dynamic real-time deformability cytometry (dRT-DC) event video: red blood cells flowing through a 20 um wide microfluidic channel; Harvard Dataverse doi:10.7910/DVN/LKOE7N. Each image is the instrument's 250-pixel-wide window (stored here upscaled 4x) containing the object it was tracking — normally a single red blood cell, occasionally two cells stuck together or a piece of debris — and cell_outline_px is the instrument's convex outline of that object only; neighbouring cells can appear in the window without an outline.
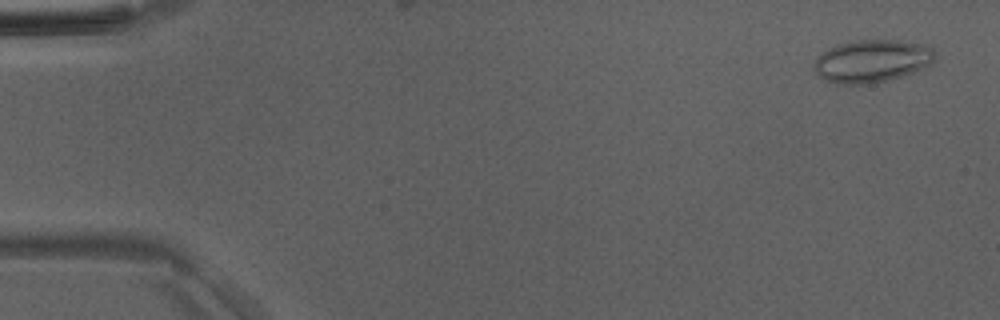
{"species": "Egyptian fruit bat (a non-hibernating species)", "species_latin": "Rousettus aegyptiacus", "temperature_condition": "room temperature", "stored_images_in_passage": 2, "camera_frame_rate_fps": 3000, "um_per_image_px": 0.085, "animal": {"sex": "male"}, "frame": {"image": 1, "passage_image": 1, "time_ms": 0.0, "image_size_px": [1000, 320], "cell_outline_px": [[936, 56], [932, 64], [912, 72], [888, 80], [864, 84], [836, 84], [824, 80], [816, 76], [812, 68], [812, 64], [816, 56], [828, 48], [836, 44], [852, 40], [896, 40], [924, 44], [932, 48], [936, 52]], "centroid_in_image_um": [74.04, 5.18], "position_along_channel_um": 11.0, "area_um2": 30.58}}